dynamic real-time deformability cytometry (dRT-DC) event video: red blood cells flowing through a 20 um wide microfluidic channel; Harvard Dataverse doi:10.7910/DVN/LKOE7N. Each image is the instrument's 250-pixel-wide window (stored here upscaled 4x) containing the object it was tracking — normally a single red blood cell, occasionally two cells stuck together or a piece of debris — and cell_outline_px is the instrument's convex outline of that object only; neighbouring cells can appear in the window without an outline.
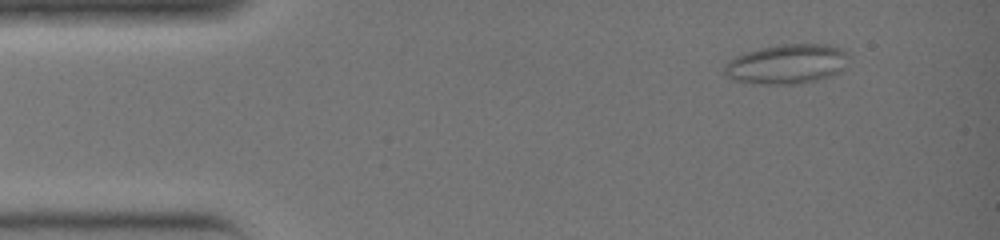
{"species": "common noctule bat (a hibernating species)", "species_latin": "Nyctalus noctula", "temperature_condition": "warm", "stored_images_in_passage": 38, "camera_frame_rate_fps": 3000, "um_per_image_px": 0.085, "animal": {"sex": "female", "body_mass_g": 19.0, "forearm_length_mm": 51.5}, "frame": {"image": 1, "passage_image": 4, "time_ms": 1.0, "image_size_px": [1000, 240], "cell_outline_px": [[852, 56], [844, 68], [840, 72], [832, 76], [816, 80], [796, 84], [760, 84], [736, 80], [724, 76], [724, 64], [728, 60], [744, 52], [760, 48], [780, 44], [832, 44], [844, 48]], "centroid_in_image_um": [66.94, 5.43], "position_along_channel_um": 18.1, "area_um2": 29.36}}
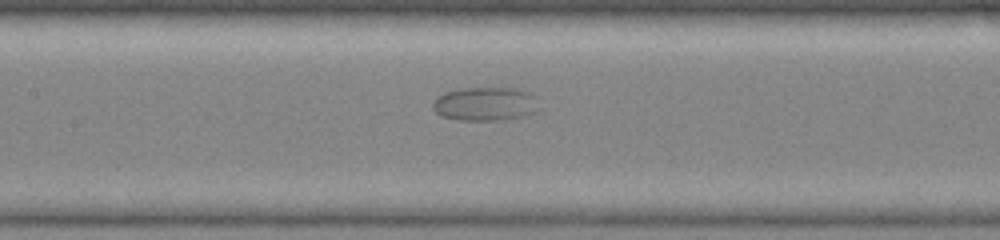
{"frame": {"image": 2, "passage_image": 18, "time_ms": 5.667, "image_size_px": [1000, 240], "cell_outline_px": [[540, 108], [536, 112], [524, 116], [504, 120], [456, 120], [440, 116], [432, 108], [432, 104], [436, 96], [444, 92], [460, 88], [520, 88], [532, 92], [536, 96]], "centroid_in_image_um": [41.28, 8.83], "position_along_channel_um": 166.1, "area_um2": 21.5}}
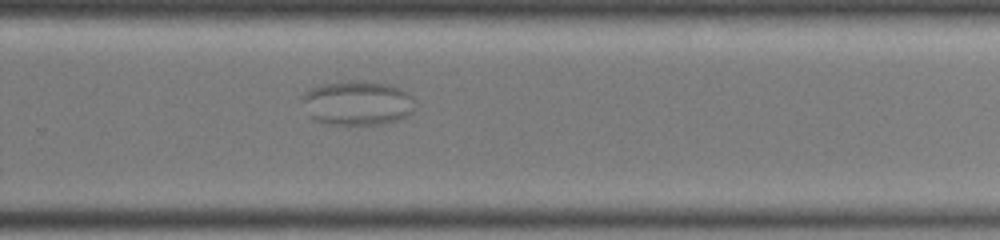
{"frame": {"image": 3, "passage_image": 26, "time_ms": 8.333, "image_size_px": [1000, 240], "cell_outline_px": [[412, 112], [408, 116], [400, 120], [384, 124], [320, 124], [308, 116], [304, 100], [304, 92], [320, 84], [388, 84], [400, 88], [408, 92], [412, 96]], "centroid_in_image_um": [30.39, 8.83], "position_along_channel_um": 299.4, "area_um2": 28.26}}